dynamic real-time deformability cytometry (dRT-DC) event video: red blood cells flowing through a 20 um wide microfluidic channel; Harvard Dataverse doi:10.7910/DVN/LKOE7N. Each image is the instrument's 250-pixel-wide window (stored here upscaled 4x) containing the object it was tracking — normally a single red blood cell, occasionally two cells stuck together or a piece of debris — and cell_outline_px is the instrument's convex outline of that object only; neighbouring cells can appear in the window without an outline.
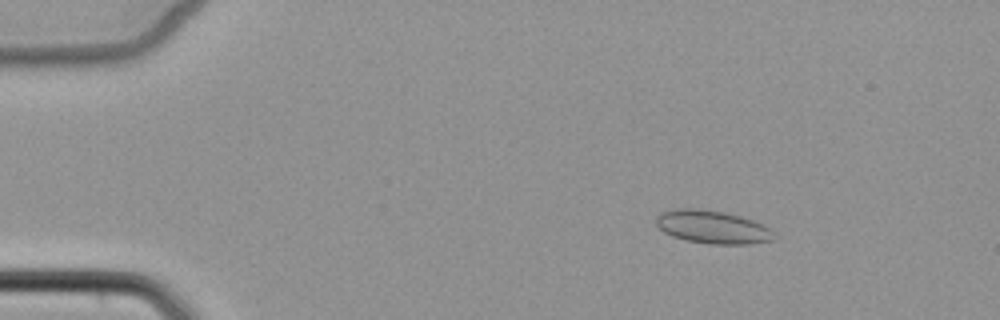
{"species": "common noctule bat (a hibernating species)", "species_latin": "Nyctalus noctula", "temperature_condition": "cold", "stored_images_in_passage": 5, "camera_frame_rate_fps": 3000, "um_per_image_px": 0.085, "animal": {"sex": "female", "body_mass_g": 22.7, "forearm_length_mm": 54.2}, "frame": {"image": 1, "passage_image": 3, "time_ms": 2.333, "image_size_px": [1000, 320], "cell_outline_px": [[776, 236], [772, 240], [748, 244], [712, 244], [688, 240], [672, 236], [664, 232], [656, 224], [656, 216], [664, 212], [676, 208], [700, 208], [724, 212], [740, 216], [764, 224]], "centroid_in_image_um": [60.56, 19.29], "position_along_channel_um": 24.4, "area_um2": 22.6}}